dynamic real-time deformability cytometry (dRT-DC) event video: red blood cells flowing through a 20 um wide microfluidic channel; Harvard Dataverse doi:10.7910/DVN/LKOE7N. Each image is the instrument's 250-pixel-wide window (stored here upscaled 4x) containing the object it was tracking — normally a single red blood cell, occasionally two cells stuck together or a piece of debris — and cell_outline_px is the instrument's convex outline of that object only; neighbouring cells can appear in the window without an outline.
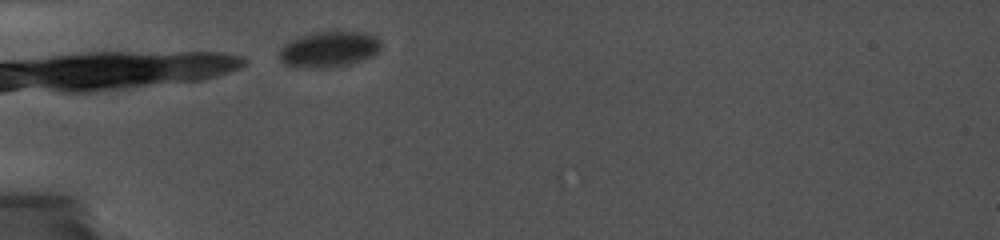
{"species": "common noctule bat (a hibernating species)", "species_latin": "Nyctalus noctula", "temperature_condition": "cold", "stored_images_in_passage": 37, "camera_frame_rate_fps": 5000, "um_per_image_px": 0.085, "animal": {"sex": "female", "body_mass_g": 19.0, "forearm_length_mm": 56.7}, "frame": {"image": 1, "passage_image": 1, "time_ms": 0.0, "image_size_px": [1000, 240], "cell_outline_px": [[380, 48], [372, 56], [364, 60], [352, 64], [336, 68], [304, 68], [284, 64], [280, 60], [280, 48], [284, 44], [300, 36], [312, 32], [364, 32], [376, 36], [380, 40]], "centroid_in_image_um": [27.97, 4.21], "position_along_channel_um": 57.0, "area_um2": 21.44}}
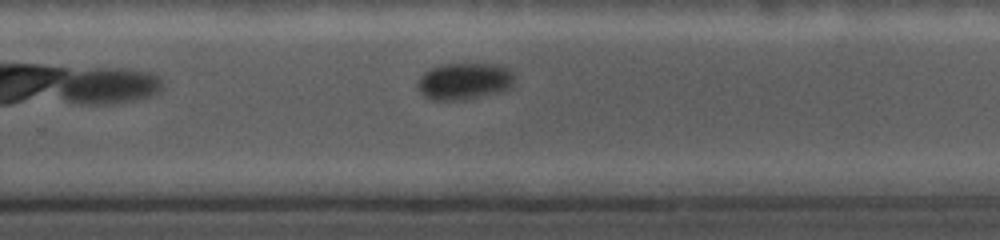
{"frame": {"image": 2, "passage_image": 29, "time_ms": 7.0, "image_size_px": [1000, 240], "cell_outline_px": [[516, 76], [512, 84], [508, 88], [496, 92], [460, 100], [432, 100], [424, 96], [416, 88], [416, 84], [420, 76], [424, 72], [440, 64], [500, 64], [508, 68]], "centroid_in_image_um": [39.43, 6.88], "position_along_channel_um": 290.4, "area_um2": 20.75}}
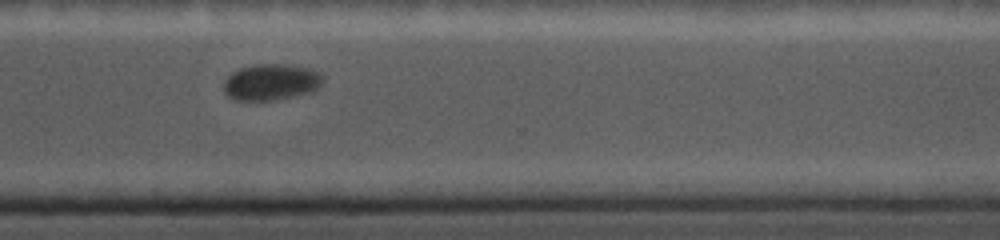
{"frame": {"image": 3, "passage_image": 34, "time_ms": 8.6, "image_size_px": [1000, 240], "cell_outline_px": [[324, 80], [320, 88], [312, 92], [272, 100], [232, 100], [224, 92], [224, 80], [232, 72], [240, 68], [256, 64], [284, 64], [308, 68], [316, 72]], "centroid_in_image_um": [23.02, 6.98], "position_along_channel_um": 347.6, "area_um2": 20.92}}